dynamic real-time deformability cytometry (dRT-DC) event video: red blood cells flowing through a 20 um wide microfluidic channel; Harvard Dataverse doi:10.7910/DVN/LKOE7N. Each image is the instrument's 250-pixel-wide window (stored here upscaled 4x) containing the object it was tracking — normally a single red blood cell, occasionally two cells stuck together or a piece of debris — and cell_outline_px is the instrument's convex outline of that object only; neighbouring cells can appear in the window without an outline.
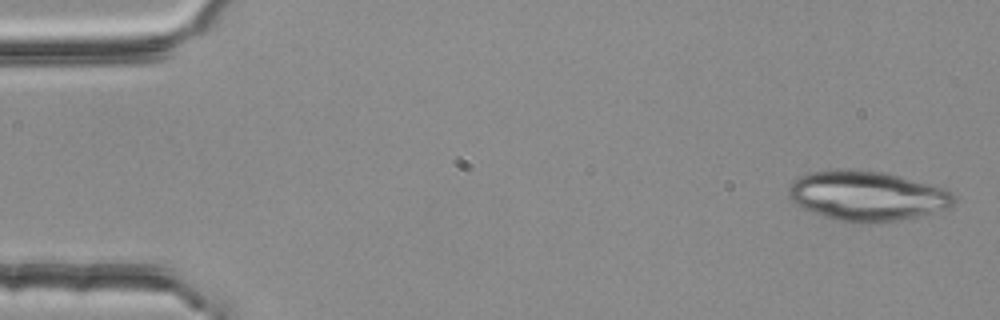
{"species": "common noctule bat (a hibernating species)", "species_latin": "Nyctalus noctula", "temperature_condition": "room temperature", "stored_images_in_passage": 3, "camera_frame_rate_fps": 3000, "um_per_image_px": 0.085, "animal": {"sex": "female", "body_mass_g": 25.1}, "frame": {"image": 1, "passage_image": 1, "time_ms": 0.0, "image_size_px": [1000, 320], "cell_outline_px": [[956, 200], [948, 208], [900, 220], [872, 224], [852, 224], [836, 220], [800, 208], [788, 196], [788, 188], [792, 180], [800, 176], [812, 172], [836, 168], [840, 168], [880, 172], [944, 188], [952, 192], [956, 196]], "centroid_in_image_um": [73.64, 16.67], "position_along_channel_um": 11.4, "area_um2": 48.15}}